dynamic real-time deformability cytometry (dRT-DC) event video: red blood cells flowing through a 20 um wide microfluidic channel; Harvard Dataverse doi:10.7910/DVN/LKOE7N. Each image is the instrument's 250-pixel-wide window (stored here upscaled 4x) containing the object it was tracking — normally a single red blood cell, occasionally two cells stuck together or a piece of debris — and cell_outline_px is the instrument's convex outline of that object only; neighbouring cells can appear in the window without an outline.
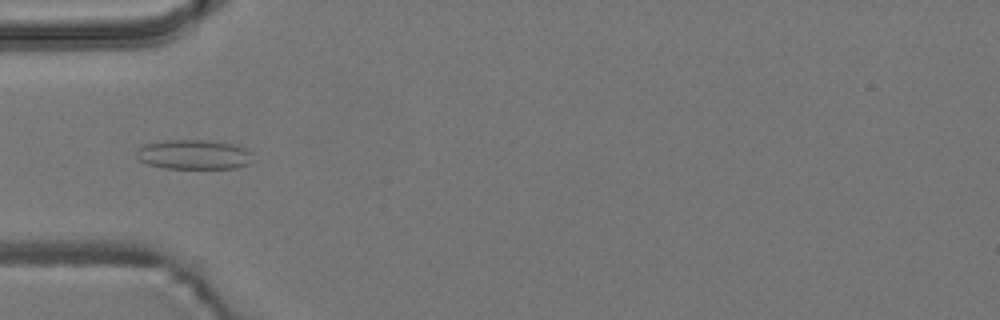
{"species": "common noctule bat (a hibernating species)", "species_latin": "Nyctalus noctula", "temperature_condition": "room temperature", "stored_images_in_passage": 4, "camera_frame_rate_fps": 3000, "um_per_image_px": 0.085, "animal": {"sex": "male", "body_mass_g": 19.2, "forearm_length_mm": 51.8}, "frame": {"image": 1, "passage_image": 3, "time_ms": 2.333, "image_size_px": [1000, 320], "cell_outline_px": [[252, 160], [248, 164], [236, 168], [164, 168], [148, 164], [140, 160], [136, 156], [136, 148], [144, 144], [164, 140], [204, 140], [232, 144], [244, 148], [252, 152]], "centroid_in_image_um": [16.45, 13.13], "position_along_channel_um": 68.6, "area_um2": 20.11}}
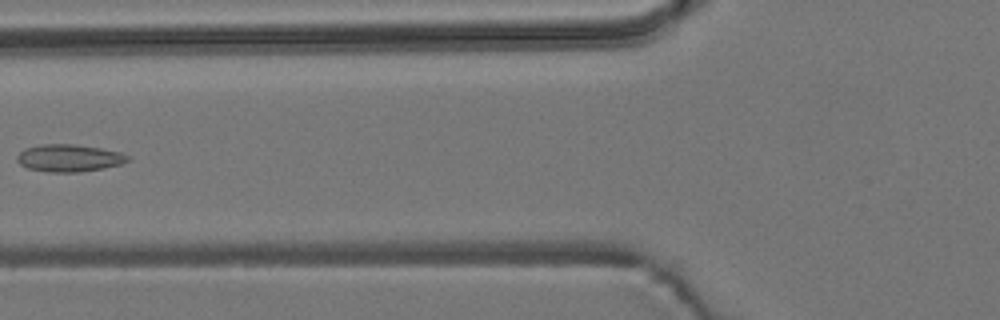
{"frame": {"image": 2, "passage_image": 4, "time_ms": 3.667, "image_size_px": [1000, 320], "cell_outline_px": [[132, 160], [120, 164], [104, 168], [80, 172], [48, 172], [28, 168], [20, 164], [16, 160], [16, 156], [24, 148], [40, 144], [76, 144], [100, 148], [120, 152], [132, 156]], "centroid_in_image_um": [5.89, 13.43], "position_along_channel_um": 119.9, "area_um2": 17.86}}